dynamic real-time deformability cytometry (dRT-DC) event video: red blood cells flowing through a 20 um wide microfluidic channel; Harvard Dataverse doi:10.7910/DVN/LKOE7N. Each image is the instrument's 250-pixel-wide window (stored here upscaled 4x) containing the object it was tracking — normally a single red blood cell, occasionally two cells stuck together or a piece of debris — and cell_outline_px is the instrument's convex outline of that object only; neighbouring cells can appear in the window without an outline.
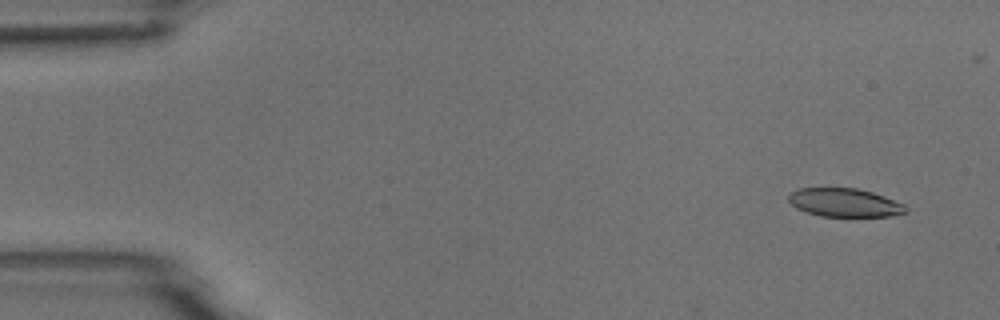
{"species": "common noctule bat (a hibernating species)", "species_latin": "Nyctalus noctula", "temperature_condition": "room temperature", "stored_images_in_passage": 4, "camera_frame_rate_fps": 3000, "um_per_image_px": 0.085, "animal": {"sex": "male", "body_mass_g": 18.8}, "frame": {"image": 1, "passage_image": 1, "time_ms": 0.0, "image_size_px": [1000, 320], "cell_outline_px": [[908, 212], [892, 216], [820, 216], [796, 208], [788, 200], [788, 196], [792, 192], [800, 188], [856, 188], [872, 192], [884, 196], [904, 204], [908, 208]], "centroid_in_image_um": [71.82, 17.22], "position_along_channel_um": 13.2, "area_um2": 19.36}}